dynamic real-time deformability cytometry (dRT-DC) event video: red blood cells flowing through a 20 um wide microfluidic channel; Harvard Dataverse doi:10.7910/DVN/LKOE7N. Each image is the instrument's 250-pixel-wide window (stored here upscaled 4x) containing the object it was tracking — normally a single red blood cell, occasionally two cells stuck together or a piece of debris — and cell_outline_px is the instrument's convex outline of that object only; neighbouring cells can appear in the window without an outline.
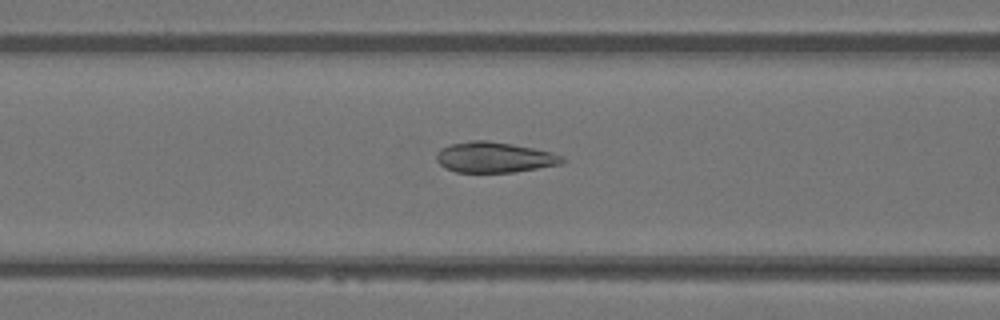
{"species": "Egyptian fruit bat (a non-hibernating species)", "species_latin": "Rousettus aegyptiacus", "temperature_condition": "warm", "stored_images_in_passage": 49, "camera_frame_rate_fps": 3000, "um_per_image_px": 0.085, "animal": {"sex": "female"}, "frame": {"image": 1, "passage_image": 20, "time_ms": 6.333, "image_size_px": [1000, 320], "cell_outline_px": [[568, 160], [564, 164], [516, 172], [456, 172], [444, 168], [436, 160], [436, 152], [440, 148], [448, 144], [472, 140], [488, 140], [512, 144], [552, 152], [564, 156]], "centroid_in_image_um": [42.04, 13.37], "position_along_channel_um": 124.6, "area_um2": 22.83}}
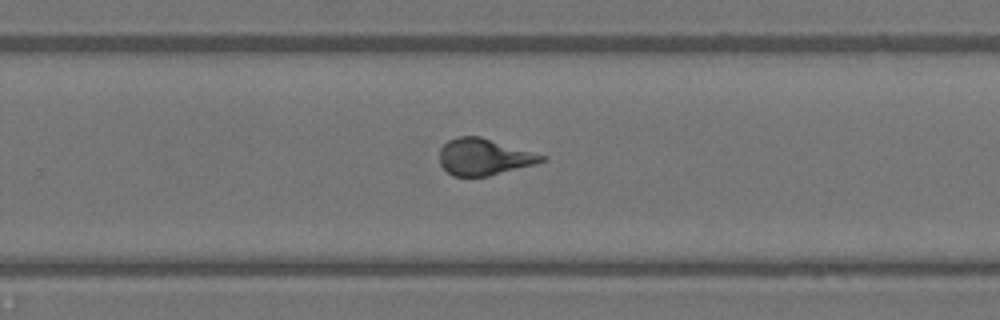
{"frame": {"image": 2, "passage_image": 32, "time_ms": 10.333, "image_size_px": [1000, 320], "cell_outline_px": [[548, 160], [536, 164], [488, 176], [452, 176], [440, 164], [440, 148], [448, 140], [460, 136], [480, 136], [548, 156]], "centroid_in_image_um": [41.17, 13.33], "position_along_channel_um": 288.6, "area_um2": 21.85}}
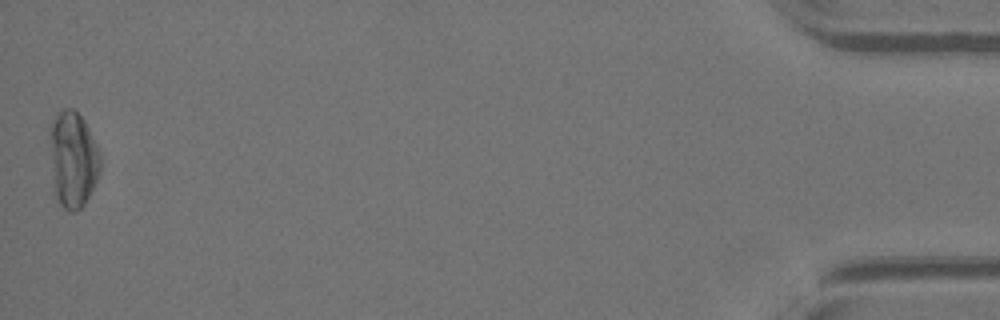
{"frame": {"image": 3, "passage_image": 49, "time_ms": 16.0, "image_size_px": [1000, 320], "cell_outline_px": [[100, 172], [84, 204], [76, 212], [68, 212], [60, 204], [52, 192], [48, 140], [48, 128], [56, 112], [64, 108], [72, 108], [84, 120], [96, 144], [100, 156]], "centroid_in_image_um": [6.12, 13.54], "position_along_channel_um": 429.1, "area_um2": 29.07}, "authors_computed_cell_mechanics": {"area_um2": 22.8888, "velocity_mm_per_s": 4.1301, "shape_relaxation_time_tau1_ms": 5.6664, "shape_relaxation_time_tau2_ms": 0.7967, "deformation_change_tau1": 0.2532, "deformation_change_tau2": 0.1068}}